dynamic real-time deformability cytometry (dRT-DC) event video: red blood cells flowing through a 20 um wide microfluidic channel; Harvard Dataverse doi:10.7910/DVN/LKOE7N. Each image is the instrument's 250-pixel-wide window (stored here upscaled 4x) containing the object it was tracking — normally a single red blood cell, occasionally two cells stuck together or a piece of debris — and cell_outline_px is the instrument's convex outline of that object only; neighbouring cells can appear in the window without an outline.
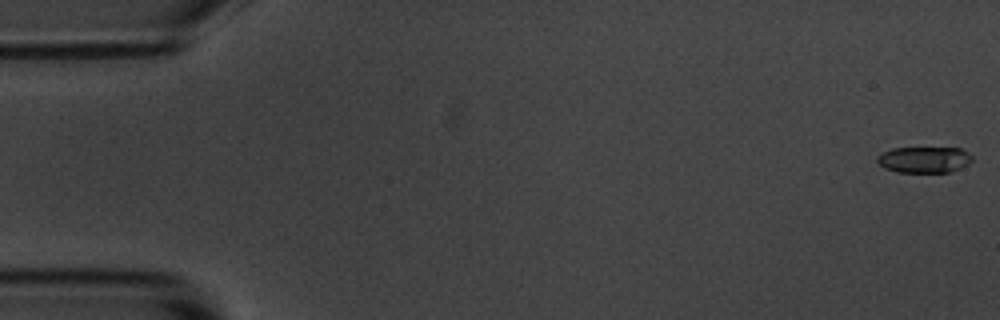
{"species": "common noctule bat (a hibernating species)", "species_latin": "Nyctalus noctula", "temperature_condition": "room temperature", "stored_images_in_passage": 56, "camera_frame_rate_fps": 3000, "um_per_image_px": 0.085, "animal": {"sex": "male", "body_mass_g": 20.1, "forearm_length_mm": 53.5}, "frame": {"image": 1, "passage_image": 1, "time_ms": 0.0, "image_size_px": [1000, 320], "cell_outline_px": [[972, 160], [968, 164], [952, 172], [896, 172], [884, 168], [876, 160], [876, 156], [892, 148], [960, 148], [972, 156]], "centroid_in_image_um": [78.54, 13.58], "position_along_channel_um": 6.5, "area_um2": 14.45}}
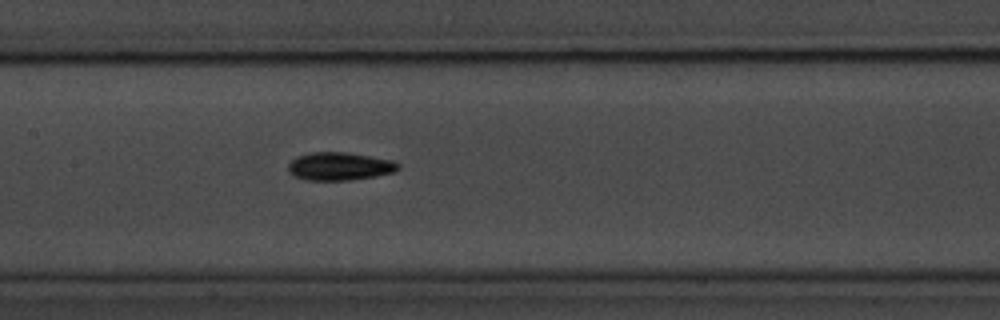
{"frame": {"image": 2, "passage_image": 27, "time_ms": 8.667, "image_size_px": [1000, 320], "cell_outline_px": [[400, 168], [396, 172], [376, 176], [348, 180], [304, 180], [292, 176], [288, 172], [288, 164], [296, 156], [308, 152], [344, 152], [392, 160], [400, 164]], "centroid_in_image_um": [28.83, 14.14], "position_along_channel_um": 178.6, "area_um2": 18.15}}
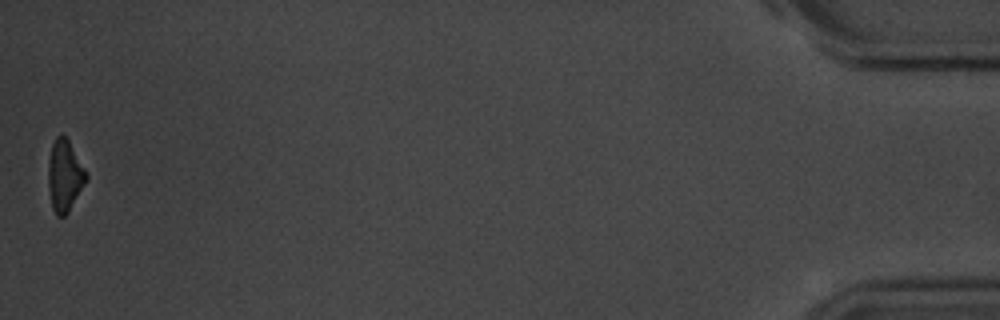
{"frame": {"image": 3, "passage_image": 56, "time_ms": 18.333, "image_size_px": [1000, 320], "cell_outline_px": [[88, 180], [68, 212], [64, 216], [56, 216], [52, 208], [48, 188], [48, 160], [52, 144], [56, 136], [64, 136], [68, 140], [84, 168], [88, 176]], "centroid_in_image_um": [5.48, 14.97], "position_along_channel_um": 429.7, "area_um2": 15.78}, "authors_computed_cell_mechanics": {"area_um2": 16.4441, "velocity_mm_per_s": 3.5952, "shape_relaxation_time_tau1_ms": 2.9379, "shape_relaxation_time_tau2_ms": 4.8785, "deformation_change_tau1": 0.1135, "deformation_change_tau2": 0.1065}}